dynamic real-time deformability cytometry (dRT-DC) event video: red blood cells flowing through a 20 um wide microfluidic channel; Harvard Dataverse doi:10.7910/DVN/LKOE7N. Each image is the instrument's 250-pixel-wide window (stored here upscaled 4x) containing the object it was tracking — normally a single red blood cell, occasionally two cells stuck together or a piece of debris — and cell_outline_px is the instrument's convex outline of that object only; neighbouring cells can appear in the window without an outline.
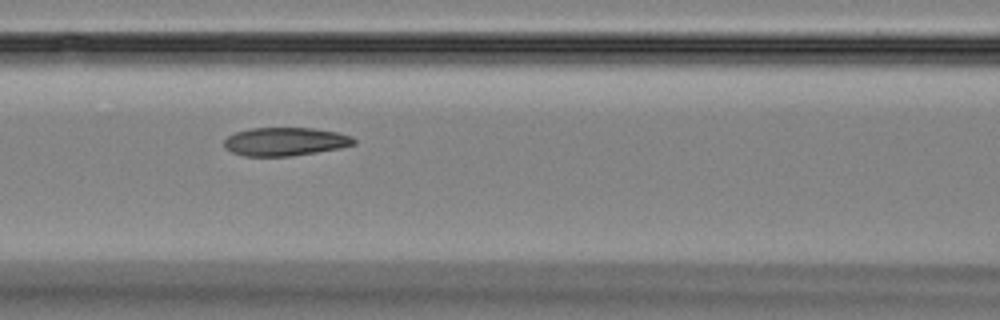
{"species": "Egyptian fruit bat (a non-hibernating species)", "species_latin": "Rousettus aegyptiacus", "temperature_condition": "room temperature", "stored_images_in_passage": 11, "camera_frame_rate_fps": 3000, "um_per_image_px": 0.085, "animal": {"sex": "female"}, "frame": {"image": 1, "passage_image": 5, "time_ms": 5.667, "image_size_px": [1000, 320], "cell_outline_px": [[356, 144], [340, 148], [292, 156], [244, 156], [232, 152], [224, 148], [224, 140], [228, 136], [236, 132], [252, 128], [312, 128], [336, 132], [352, 136], [356, 140]], "centroid_in_image_um": [24.24, 12.04], "position_along_channel_um": 142.4, "area_um2": 21.44}}
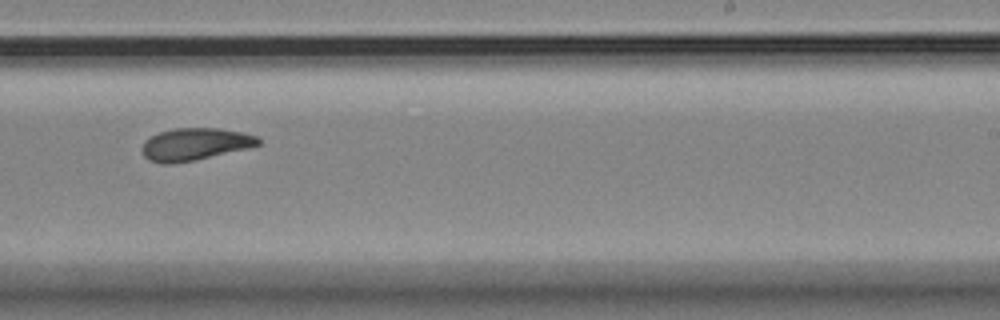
{"frame": {"image": 2, "passage_image": 8, "time_ms": 9.333, "image_size_px": [1000, 320], "cell_outline_px": [[260, 144], [248, 148], [196, 160], [172, 164], [160, 164], [148, 160], [144, 156], [140, 148], [144, 140], [160, 132], [176, 128], [220, 128], [240, 132], [256, 136], [260, 140]], "centroid_in_image_um": [16.52, 12.27], "position_along_channel_um": 272.5, "area_um2": 21.96}}
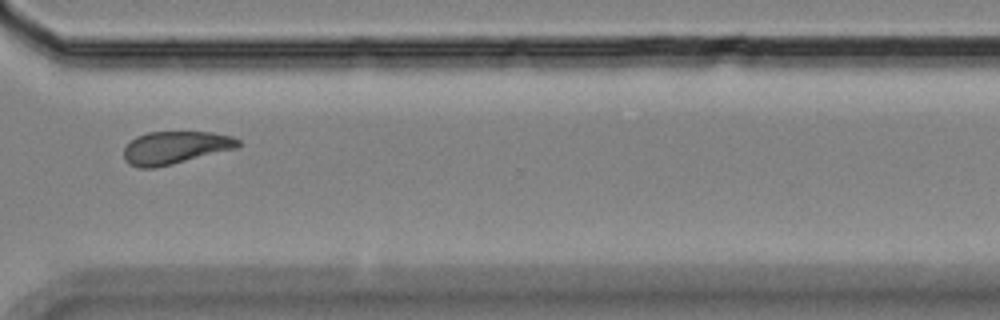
{"frame": {"image": 3, "passage_image": 10, "time_ms": 11.667, "image_size_px": [1000, 320], "cell_outline_px": [[240, 144], [236, 148], [156, 168], [140, 168], [128, 164], [124, 160], [124, 148], [136, 136], [148, 132], [212, 132], [232, 136], [240, 140]], "centroid_in_image_um": [14.87, 12.55], "position_along_channel_um": 355.7, "area_um2": 21.73}}